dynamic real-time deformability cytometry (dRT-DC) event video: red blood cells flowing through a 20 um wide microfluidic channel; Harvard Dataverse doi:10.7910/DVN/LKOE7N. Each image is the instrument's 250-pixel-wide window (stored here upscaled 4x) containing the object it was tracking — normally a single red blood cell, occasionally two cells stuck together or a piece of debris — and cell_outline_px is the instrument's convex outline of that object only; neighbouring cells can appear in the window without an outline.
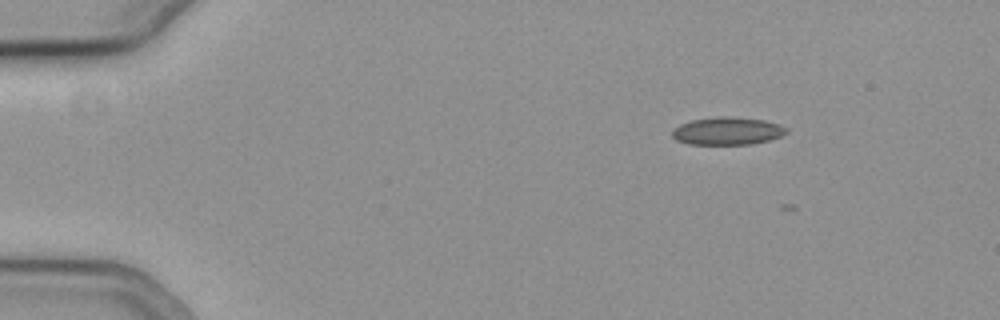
{"species": "common noctule bat (a hibernating species)", "species_latin": "Nyctalus noctula", "temperature_condition": "cold", "stored_images_in_passage": 5, "camera_frame_rate_fps": 3000, "um_per_image_px": 0.085, "animal": {"sex": "female", "body_mass_g": 19.3, "forearm_length_mm": 54.1}, "frame": {"image": 1, "passage_image": 2, "time_ms": 0.333, "image_size_px": [1000, 320], "cell_outline_px": [[788, 132], [780, 136], [768, 140], [752, 144], [688, 144], [676, 140], [672, 136], [672, 128], [680, 124], [692, 120], [716, 116], [728, 116], [764, 120], [780, 124], [788, 128]], "centroid_in_image_um": [61.82, 11.13], "position_along_channel_um": 23.2, "area_um2": 18.55}}